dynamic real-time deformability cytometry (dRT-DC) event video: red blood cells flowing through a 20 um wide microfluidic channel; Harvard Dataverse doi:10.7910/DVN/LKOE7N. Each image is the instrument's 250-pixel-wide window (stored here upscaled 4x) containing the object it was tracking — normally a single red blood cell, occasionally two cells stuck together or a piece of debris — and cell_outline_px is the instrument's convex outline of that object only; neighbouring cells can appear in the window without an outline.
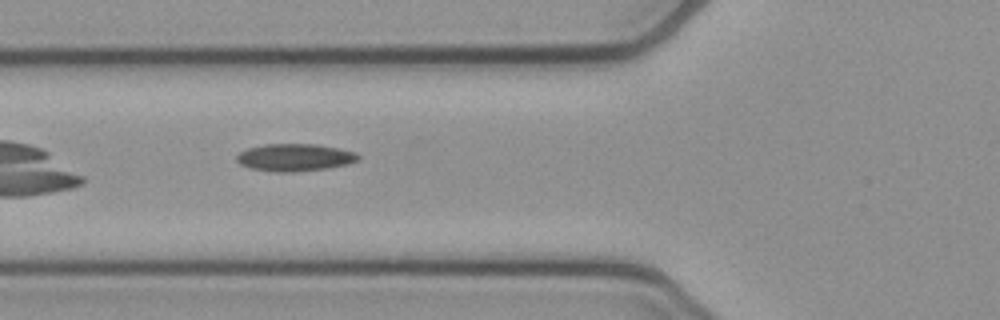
{"species": "common noctule bat (a hibernating species)", "species_latin": "Nyctalus noctula", "temperature_condition": "cold", "stored_images_in_passage": 38, "camera_frame_rate_fps": 3000, "um_per_image_px": 0.085, "animal": {"sex": "female", "body_mass_g": 21.9}, "frame": {"image": 1, "passage_image": 3, "time_ms": 0.667, "image_size_px": [1000, 320], "cell_outline_px": [[360, 160], [348, 164], [328, 168], [292, 172], [272, 172], [248, 168], [240, 164], [236, 160], [236, 156], [240, 152], [248, 148], [264, 144], [316, 144], [356, 152], [360, 156]], "centroid_in_image_um": [25.04, 13.39], "position_along_channel_um": 100.8, "area_um2": 19.54}}
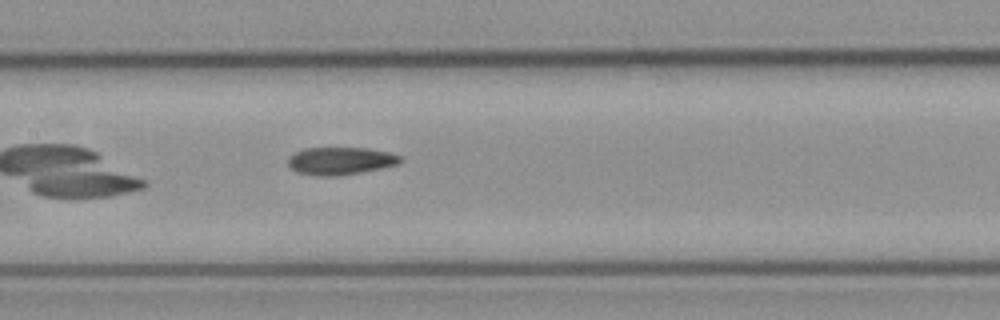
{"frame": {"image": 2, "passage_image": 9, "time_ms": 2.667, "image_size_px": [1000, 320], "cell_outline_px": [[404, 160], [400, 164], [340, 176], [316, 176], [296, 172], [288, 164], [288, 156], [304, 148], [368, 148], [388, 152], [400, 156]], "centroid_in_image_um": [28.94, 13.68], "position_along_channel_um": 178.5, "area_um2": 18.15}}
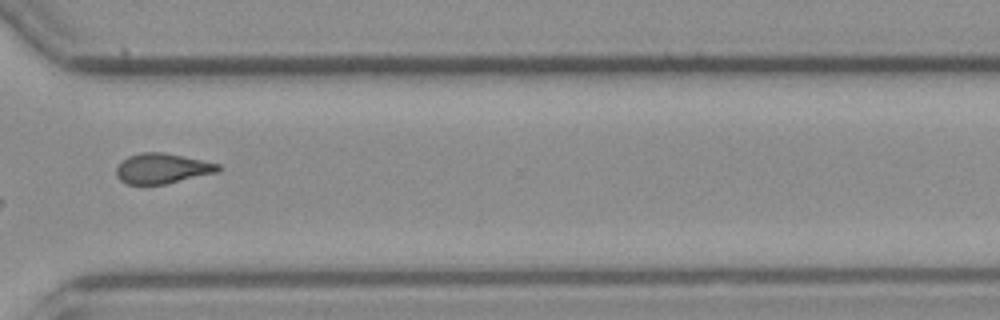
{"frame": {"image": 3, "passage_image": 23, "time_ms": 7.333, "image_size_px": [1000, 320], "cell_outline_px": [[224, 168], [220, 172], [164, 184], [128, 184], [120, 180], [116, 176], [116, 168], [128, 156], [144, 152], [164, 152], [220, 164]], "centroid_in_image_um": [13.84, 14.32], "position_along_channel_um": 356.8, "area_um2": 17.92}}